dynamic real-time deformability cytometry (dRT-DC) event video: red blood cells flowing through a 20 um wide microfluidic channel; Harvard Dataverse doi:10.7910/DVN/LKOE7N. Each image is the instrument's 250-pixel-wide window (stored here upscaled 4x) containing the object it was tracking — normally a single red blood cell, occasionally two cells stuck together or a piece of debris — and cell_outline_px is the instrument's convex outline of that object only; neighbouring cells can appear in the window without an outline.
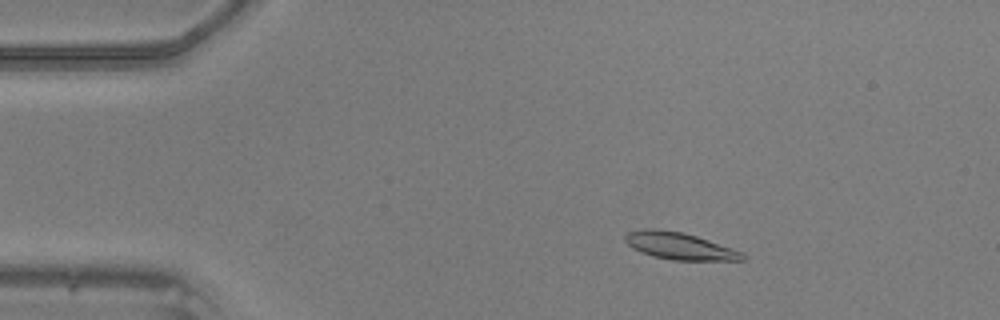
{"species": "common noctule bat (a hibernating species)", "species_latin": "Nyctalus noctula", "temperature_condition": "warm", "stored_images_in_passage": 43, "camera_frame_rate_fps": 3000, "um_per_image_px": 0.085, "animal": {"sex": "male", "body_mass_g": 20.5, "forearm_length_mm": 52.5}, "frame": {"image": 1, "passage_image": 2, "time_ms": 0.333, "image_size_px": [1000, 320], "cell_outline_px": [[744, 260], [672, 260], [652, 256], [640, 252], [632, 248], [624, 240], [624, 236], [628, 232], [652, 228], [680, 232], [696, 236], [744, 252]], "centroid_in_image_um": [57.74, 20.92], "position_along_channel_um": 27.3, "area_um2": 18.26}}
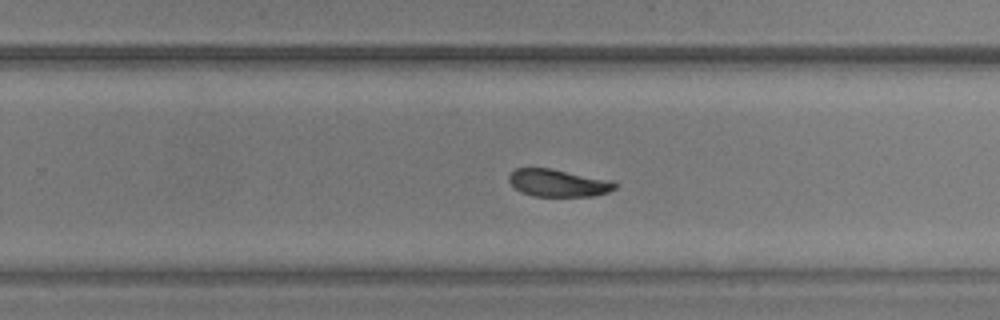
{"frame": {"image": 2, "passage_image": 25, "time_ms": 8.0, "image_size_px": [1000, 320], "cell_outline_px": [[616, 188], [608, 192], [592, 196], [532, 196], [520, 192], [508, 180], [508, 176], [516, 168], [552, 168], [612, 180], [616, 184]], "centroid_in_image_um": [47.45, 15.55], "position_along_channel_um": 282.4, "area_um2": 16.99}}
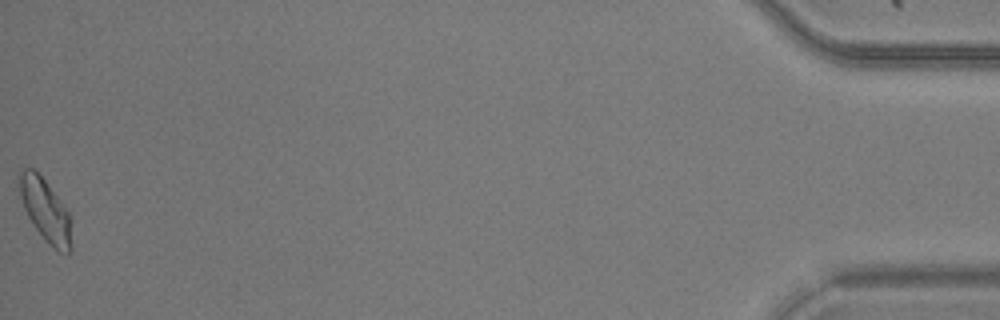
{"frame": {"image": 3, "passage_image": 43, "time_ms": 14.0, "image_size_px": [1000, 320], "cell_outline_px": [[72, 248], [68, 252], [56, 252], [44, 240], [28, 216], [24, 208], [20, 196], [16, 176], [20, 168], [32, 168], [44, 180], [68, 212], [72, 220]], "centroid_in_image_um": [3.85, 17.89], "position_along_channel_um": 431.4, "area_um2": 19.25}}